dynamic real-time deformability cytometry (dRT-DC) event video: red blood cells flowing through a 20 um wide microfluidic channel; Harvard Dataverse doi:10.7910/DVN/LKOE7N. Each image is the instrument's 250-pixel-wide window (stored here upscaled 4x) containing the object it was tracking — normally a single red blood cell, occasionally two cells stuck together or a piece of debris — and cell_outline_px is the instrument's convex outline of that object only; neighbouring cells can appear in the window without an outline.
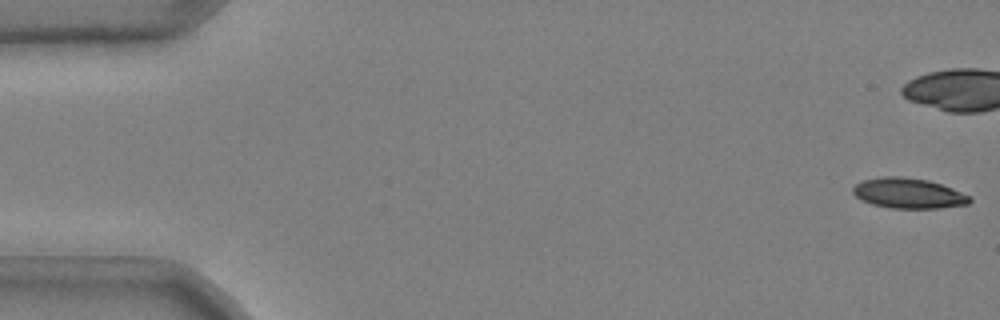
{"species": "common noctule bat (a hibernating species)", "species_latin": "Nyctalus noctula", "temperature_condition": "cold", "stored_images_in_passage": 42, "camera_frame_rate_fps": 3000, "um_per_image_px": 0.085, "animal": {"sex": "male", "body_mass_g": 20.4}, "frame": {"image": 1, "passage_image": 1, "time_ms": 0.0, "image_size_px": [1000, 320], "cell_outline_px": [[972, 200], [968, 204], [940, 208], [892, 208], [872, 204], [856, 196], [852, 192], [852, 188], [856, 184], [864, 180], [880, 176], [900, 176], [928, 180], [952, 188], [972, 196]], "centroid_in_image_um": [77.24, 16.42], "position_along_channel_um": 7.8, "area_um2": 20.58}}
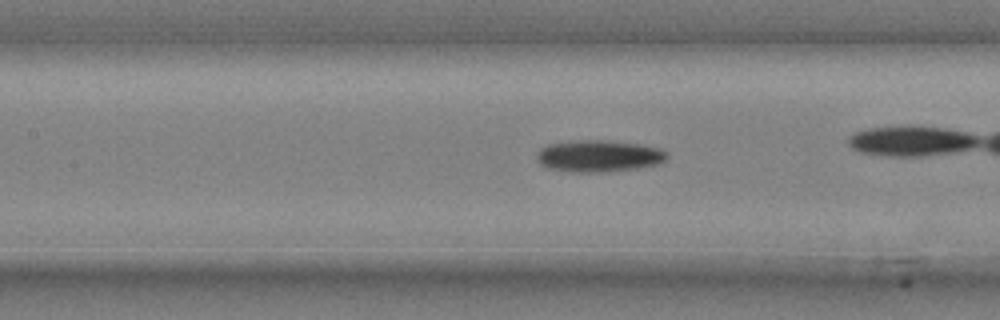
{"frame": {"image": 2, "passage_image": 24, "time_ms": 7.667, "image_size_px": [1000, 320], "cell_outline_px": [[668, 156], [660, 164], [640, 168], [604, 172], [572, 172], [548, 168], [540, 164], [536, 160], [536, 152], [540, 148], [548, 144], [580, 140], [608, 140], [640, 144], [664, 148], [668, 152]], "centroid_in_image_um": [50.93, 13.26], "position_along_channel_um": 156.5, "area_um2": 24.57}}